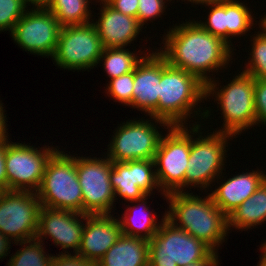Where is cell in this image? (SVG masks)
Instances as JSON below:
<instances>
[{
  "instance_id": "6da1fadb",
  "label": "cell",
  "mask_w": 266,
  "mask_h": 266,
  "mask_svg": "<svg viewBox=\"0 0 266 266\" xmlns=\"http://www.w3.org/2000/svg\"><path fill=\"white\" fill-rule=\"evenodd\" d=\"M163 44L162 50L157 51L168 64L192 73L204 84L213 79L208 73L216 72L229 64L234 51L221 38L204 30L197 21L191 20L170 28L165 38L163 36Z\"/></svg>"
},
{
  "instance_id": "7a4b0ae2",
  "label": "cell",
  "mask_w": 266,
  "mask_h": 266,
  "mask_svg": "<svg viewBox=\"0 0 266 266\" xmlns=\"http://www.w3.org/2000/svg\"><path fill=\"white\" fill-rule=\"evenodd\" d=\"M166 199L169 201L166 219L217 252L229 233L228 218L214 204L209 193L202 198L187 191L173 192L167 194Z\"/></svg>"
},
{
  "instance_id": "3957f363",
  "label": "cell",
  "mask_w": 266,
  "mask_h": 266,
  "mask_svg": "<svg viewBox=\"0 0 266 266\" xmlns=\"http://www.w3.org/2000/svg\"><path fill=\"white\" fill-rule=\"evenodd\" d=\"M159 102L150 114L170 126H185L190 114L203 99H206V84L197 76L167 63L161 55V79ZM184 122V123H183Z\"/></svg>"
},
{
  "instance_id": "277c9868",
  "label": "cell",
  "mask_w": 266,
  "mask_h": 266,
  "mask_svg": "<svg viewBox=\"0 0 266 266\" xmlns=\"http://www.w3.org/2000/svg\"><path fill=\"white\" fill-rule=\"evenodd\" d=\"M216 80L206 84V99L211 94L216 98L223 115V128L217 132L236 137L244 130L257 125L254 102V78L246 72L233 77L232 81L219 89ZM219 89V90H218Z\"/></svg>"
},
{
  "instance_id": "5b68a950",
  "label": "cell",
  "mask_w": 266,
  "mask_h": 266,
  "mask_svg": "<svg viewBox=\"0 0 266 266\" xmlns=\"http://www.w3.org/2000/svg\"><path fill=\"white\" fill-rule=\"evenodd\" d=\"M36 193L41 206L83 214V196L75 156L58 150L48 161Z\"/></svg>"
},
{
  "instance_id": "8992f818",
  "label": "cell",
  "mask_w": 266,
  "mask_h": 266,
  "mask_svg": "<svg viewBox=\"0 0 266 266\" xmlns=\"http://www.w3.org/2000/svg\"><path fill=\"white\" fill-rule=\"evenodd\" d=\"M200 127L201 124L197 123L195 125L193 123V126L189 129V131L191 130L190 156L184 179V188H188L190 185V187L195 188L200 186L199 188L204 190L209 186L211 187L210 184L215 182V178L221 179L225 157H227L225 153L228 152L226 150V147H228L227 141L229 138L232 139L233 135L215 131L204 137L200 132ZM197 133H200V135L195 138L194 134Z\"/></svg>"
},
{
  "instance_id": "52a82bcc",
  "label": "cell",
  "mask_w": 266,
  "mask_h": 266,
  "mask_svg": "<svg viewBox=\"0 0 266 266\" xmlns=\"http://www.w3.org/2000/svg\"><path fill=\"white\" fill-rule=\"evenodd\" d=\"M149 242V266H186L204 260L213 250L165 219Z\"/></svg>"
},
{
  "instance_id": "ba28073f",
  "label": "cell",
  "mask_w": 266,
  "mask_h": 266,
  "mask_svg": "<svg viewBox=\"0 0 266 266\" xmlns=\"http://www.w3.org/2000/svg\"><path fill=\"white\" fill-rule=\"evenodd\" d=\"M155 153V174L161 194L183 192L190 156V132L186 126H170Z\"/></svg>"
},
{
  "instance_id": "9c48e42d",
  "label": "cell",
  "mask_w": 266,
  "mask_h": 266,
  "mask_svg": "<svg viewBox=\"0 0 266 266\" xmlns=\"http://www.w3.org/2000/svg\"><path fill=\"white\" fill-rule=\"evenodd\" d=\"M151 119L153 120H127L126 123L120 124L115 130L111 143L108 144L107 157L112 162L154 160L162 137L156 128V123L165 129L170 125L163 120L152 117Z\"/></svg>"
},
{
  "instance_id": "30bf717a",
  "label": "cell",
  "mask_w": 266,
  "mask_h": 266,
  "mask_svg": "<svg viewBox=\"0 0 266 266\" xmlns=\"http://www.w3.org/2000/svg\"><path fill=\"white\" fill-rule=\"evenodd\" d=\"M6 139L7 191L37 192L50 158L59 150L41 147L39 150L29 144L14 143Z\"/></svg>"
},
{
  "instance_id": "8fae6325",
  "label": "cell",
  "mask_w": 266,
  "mask_h": 266,
  "mask_svg": "<svg viewBox=\"0 0 266 266\" xmlns=\"http://www.w3.org/2000/svg\"><path fill=\"white\" fill-rule=\"evenodd\" d=\"M103 49L92 23L67 25L61 27L52 59L60 68L86 71L98 65Z\"/></svg>"
},
{
  "instance_id": "7c38bea8",
  "label": "cell",
  "mask_w": 266,
  "mask_h": 266,
  "mask_svg": "<svg viewBox=\"0 0 266 266\" xmlns=\"http://www.w3.org/2000/svg\"><path fill=\"white\" fill-rule=\"evenodd\" d=\"M41 204L37 193L3 191L0 193V232L14 244L36 237Z\"/></svg>"
},
{
  "instance_id": "4fadbf2b",
  "label": "cell",
  "mask_w": 266,
  "mask_h": 266,
  "mask_svg": "<svg viewBox=\"0 0 266 266\" xmlns=\"http://www.w3.org/2000/svg\"><path fill=\"white\" fill-rule=\"evenodd\" d=\"M76 172L83 196V214H110L115 194L110 182L112 161L75 157Z\"/></svg>"
},
{
  "instance_id": "5bb4252c",
  "label": "cell",
  "mask_w": 266,
  "mask_h": 266,
  "mask_svg": "<svg viewBox=\"0 0 266 266\" xmlns=\"http://www.w3.org/2000/svg\"><path fill=\"white\" fill-rule=\"evenodd\" d=\"M29 10L15 24L10 36L25 51L53 57L62 26L47 8Z\"/></svg>"
},
{
  "instance_id": "9a60e30c",
  "label": "cell",
  "mask_w": 266,
  "mask_h": 266,
  "mask_svg": "<svg viewBox=\"0 0 266 266\" xmlns=\"http://www.w3.org/2000/svg\"><path fill=\"white\" fill-rule=\"evenodd\" d=\"M154 160H133L112 162L110 182L117 195L125 201H139L159 189Z\"/></svg>"
},
{
  "instance_id": "2e32d148",
  "label": "cell",
  "mask_w": 266,
  "mask_h": 266,
  "mask_svg": "<svg viewBox=\"0 0 266 266\" xmlns=\"http://www.w3.org/2000/svg\"><path fill=\"white\" fill-rule=\"evenodd\" d=\"M82 220L85 221V214L42 206L35 238L43 242L44 237L50 236L56 246L63 250L73 248L77 253L85 226Z\"/></svg>"
},
{
  "instance_id": "e0dca14e",
  "label": "cell",
  "mask_w": 266,
  "mask_h": 266,
  "mask_svg": "<svg viewBox=\"0 0 266 266\" xmlns=\"http://www.w3.org/2000/svg\"><path fill=\"white\" fill-rule=\"evenodd\" d=\"M85 226L77 254L98 262L122 235L119 219L111 214H85Z\"/></svg>"
},
{
  "instance_id": "ac0fdd59",
  "label": "cell",
  "mask_w": 266,
  "mask_h": 266,
  "mask_svg": "<svg viewBox=\"0 0 266 266\" xmlns=\"http://www.w3.org/2000/svg\"><path fill=\"white\" fill-rule=\"evenodd\" d=\"M143 55L134 68L133 98L130 106L150 115L159 102L161 54L155 51Z\"/></svg>"
},
{
  "instance_id": "d6986e66",
  "label": "cell",
  "mask_w": 266,
  "mask_h": 266,
  "mask_svg": "<svg viewBox=\"0 0 266 266\" xmlns=\"http://www.w3.org/2000/svg\"><path fill=\"white\" fill-rule=\"evenodd\" d=\"M98 1V0H97ZM98 21L93 22L103 48H124L137 38L142 29L137 18L113 9L105 0Z\"/></svg>"
},
{
  "instance_id": "ffe728a7",
  "label": "cell",
  "mask_w": 266,
  "mask_h": 266,
  "mask_svg": "<svg viewBox=\"0 0 266 266\" xmlns=\"http://www.w3.org/2000/svg\"><path fill=\"white\" fill-rule=\"evenodd\" d=\"M266 179L263 171L240 173L222 182L210 195L214 204L228 216L241 203L249 199Z\"/></svg>"
},
{
  "instance_id": "44dd1931",
  "label": "cell",
  "mask_w": 266,
  "mask_h": 266,
  "mask_svg": "<svg viewBox=\"0 0 266 266\" xmlns=\"http://www.w3.org/2000/svg\"><path fill=\"white\" fill-rule=\"evenodd\" d=\"M97 266H149V242L122 234Z\"/></svg>"
},
{
  "instance_id": "7402d4cb",
  "label": "cell",
  "mask_w": 266,
  "mask_h": 266,
  "mask_svg": "<svg viewBox=\"0 0 266 266\" xmlns=\"http://www.w3.org/2000/svg\"><path fill=\"white\" fill-rule=\"evenodd\" d=\"M147 197L148 195L140 199L139 201L130 202V203L140 202V204L143 205V207L140 206L139 204L127 207L128 209L125 211V214H123L122 216L123 218L121 219L119 217L120 219L119 223L123 235L142 238L149 241L157 233L159 227L161 226V222H163L166 219V211H165V214L161 219L160 223L158 222L159 225L157 224L155 214L153 215V213L149 210L150 208L148 207V205L146 206ZM138 216L139 218H137Z\"/></svg>"
},
{
  "instance_id": "603a6c76",
  "label": "cell",
  "mask_w": 266,
  "mask_h": 266,
  "mask_svg": "<svg viewBox=\"0 0 266 266\" xmlns=\"http://www.w3.org/2000/svg\"><path fill=\"white\" fill-rule=\"evenodd\" d=\"M227 218L228 231L231 227L248 230L264 223L266 221V179L252 196L241 203Z\"/></svg>"
},
{
  "instance_id": "cb8c5ba5",
  "label": "cell",
  "mask_w": 266,
  "mask_h": 266,
  "mask_svg": "<svg viewBox=\"0 0 266 266\" xmlns=\"http://www.w3.org/2000/svg\"><path fill=\"white\" fill-rule=\"evenodd\" d=\"M89 3V0H52L47 9L61 26L85 25L91 23Z\"/></svg>"
},
{
  "instance_id": "d4e9b609",
  "label": "cell",
  "mask_w": 266,
  "mask_h": 266,
  "mask_svg": "<svg viewBox=\"0 0 266 266\" xmlns=\"http://www.w3.org/2000/svg\"><path fill=\"white\" fill-rule=\"evenodd\" d=\"M136 54L124 48H104L98 64L104 60L103 69L111 80L134 70L136 64L142 59Z\"/></svg>"
},
{
  "instance_id": "484cf974",
  "label": "cell",
  "mask_w": 266,
  "mask_h": 266,
  "mask_svg": "<svg viewBox=\"0 0 266 266\" xmlns=\"http://www.w3.org/2000/svg\"><path fill=\"white\" fill-rule=\"evenodd\" d=\"M246 5L237 0H226L227 44L231 47V37L245 35L254 25V18Z\"/></svg>"
},
{
  "instance_id": "4316f807",
  "label": "cell",
  "mask_w": 266,
  "mask_h": 266,
  "mask_svg": "<svg viewBox=\"0 0 266 266\" xmlns=\"http://www.w3.org/2000/svg\"><path fill=\"white\" fill-rule=\"evenodd\" d=\"M19 245H24L22 249L11 256L8 266H50L53 255H47L44 251V242L34 238L23 242H18ZM29 243V244H28ZM27 244V245H25ZM46 254V255H45Z\"/></svg>"
},
{
  "instance_id": "83f0119b",
  "label": "cell",
  "mask_w": 266,
  "mask_h": 266,
  "mask_svg": "<svg viewBox=\"0 0 266 266\" xmlns=\"http://www.w3.org/2000/svg\"><path fill=\"white\" fill-rule=\"evenodd\" d=\"M259 32L251 40V57L243 72L250 74L254 79H266V31L262 29Z\"/></svg>"
},
{
  "instance_id": "f1b7e54d",
  "label": "cell",
  "mask_w": 266,
  "mask_h": 266,
  "mask_svg": "<svg viewBox=\"0 0 266 266\" xmlns=\"http://www.w3.org/2000/svg\"><path fill=\"white\" fill-rule=\"evenodd\" d=\"M205 6H211L208 19L206 22L202 21L198 22V24L207 32L221 38L227 43L226 0L205 3Z\"/></svg>"
},
{
  "instance_id": "f546056e",
  "label": "cell",
  "mask_w": 266,
  "mask_h": 266,
  "mask_svg": "<svg viewBox=\"0 0 266 266\" xmlns=\"http://www.w3.org/2000/svg\"><path fill=\"white\" fill-rule=\"evenodd\" d=\"M134 85V70L113 78L109 81L108 87L105 89L115 101H119L125 106L132 104Z\"/></svg>"
},
{
  "instance_id": "4dcf8cb0",
  "label": "cell",
  "mask_w": 266,
  "mask_h": 266,
  "mask_svg": "<svg viewBox=\"0 0 266 266\" xmlns=\"http://www.w3.org/2000/svg\"><path fill=\"white\" fill-rule=\"evenodd\" d=\"M25 0H0V31L11 33L15 24L27 11Z\"/></svg>"
},
{
  "instance_id": "1f68e13d",
  "label": "cell",
  "mask_w": 266,
  "mask_h": 266,
  "mask_svg": "<svg viewBox=\"0 0 266 266\" xmlns=\"http://www.w3.org/2000/svg\"><path fill=\"white\" fill-rule=\"evenodd\" d=\"M166 1L169 0H138L137 19L142 28L147 21L161 17L165 11Z\"/></svg>"
},
{
  "instance_id": "d6a6232c",
  "label": "cell",
  "mask_w": 266,
  "mask_h": 266,
  "mask_svg": "<svg viewBox=\"0 0 266 266\" xmlns=\"http://www.w3.org/2000/svg\"><path fill=\"white\" fill-rule=\"evenodd\" d=\"M254 102L257 125H266V79H254Z\"/></svg>"
},
{
  "instance_id": "836d02e7",
  "label": "cell",
  "mask_w": 266,
  "mask_h": 266,
  "mask_svg": "<svg viewBox=\"0 0 266 266\" xmlns=\"http://www.w3.org/2000/svg\"><path fill=\"white\" fill-rule=\"evenodd\" d=\"M60 254L57 256L54 254L50 266H97V262L86 260L77 253L71 255V253L65 251Z\"/></svg>"
},
{
  "instance_id": "e575fe53",
  "label": "cell",
  "mask_w": 266,
  "mask_h": 266,
  "mask_svg": "<svg viewBox=\"0 0 266 266\" xmlns=\"http://www.w3.org/2000/svg\"><path fill=\"white\" fill-rule=\"evenodd\" d=\"M113 9L127 16L137 18L138 0H105Z\"/></svg>"
},
{
  "instance_id": "d590c367",
  "label": "cell",
  "mask_w": 266,
  "mask_h": 266,
  "mask_svg": "<svg viewBox=\"0 0 266 266\" xmlns=\"http://www.w3.org/2000/svg\"><path fill=\"white\" fill-rule=\"evenodd\" d=\"M6 139L0 141V191H7V176H6Z\"/></svg>"
},
{
  "instance_id": "8d00e7d4",
  "label": "cell",
  "mask_w": 266,
  "mask_h": 266,
  "mask_svg": "<svg viewBox=\"0 0 266 266\" xmlns=\"http://www.w3.org/2000/svg\"><path fill=\"white\" fill-rule=\"evenodd\" d=\"M218 252L212 251L204 260L190 263L186 266H218Z\"/></svg>"
},
{
  "instance_id": "74e56055",
  "label": "cell",
  "mask_w": 266,
  "mask_h": 266,
  "mask_svg": "<svg viewBox=\"0 0 266 266\" xmlns=\"http://www.w3.org/2000/svg\"><path fill=\"white\" fill-rule=\"evenodd\" d=\"M2 105L3 104L0 103V141L8 138V132H6V130H8V128L6 127V115H4L5 110H3L4 107H2Z\"/></svg>"
},
{
  "instance_id": "f35d334b",
  "label": "cell",
  "mask_w": 266,
  "mask_h": 266,
  "mask_svg": "<svg viewBox=\"0 0 266 266\" xmlns=\"http://www.w3.org/2000/svg\"><path fill=\"white\" fill-rule=\"evenodd\" d=\"M10 244L11 240L0 232V259L8 255Z\"/></svg>"
},
{
  "instance_id": "ab89813d",
  "label": "cell",
  "mask_w": 266,
  "mask_h": 266,
  "mask_svg": "<svg viewBox=\"0 0 266 266\" xmlns=\"http://www.w3.org/2000/svg\"><path fill=\"white\" fill-rule=\"evenodd\" d=\"M52 0H25L26 5H33L32 8H47Z\"/></svg>"
},
{
  "instance_id": "60d3db41",
  "label": "cell",
  "mask_w": 266,
  "mask_h": 266,
  "mask_svg": "<svg viewBox=\"0 0 266 266\" xmlns=\"http://www.w3.org/2000/svg\"><path fill=\"white\" fill-rule=\"evenodd\" d=\"M261 246L262 247H260V250L262 251V253L257 266H266V241Z\"/></svg>"
},
{
  "instance_id": "b9f144b4",
  "label": "cell",
  "mask_w": 266,
  "mask_h": 266,
  "mask_svg": "<svg viewBox=\"0 0 266 266\" xmlns=\"http://www.w3.org/2000/svg\"><path fill=\"white\" fill-rule=\"evenodd\" d=\"M187 1H189V2H191L193 4L195 3V4L204 5L205 3L220 2L221 0H187Z\"/></svg>"
},
{
  "instance_id": "7bdbcfd3",
  "label": "cell",
  "mask_w": 266,
  "mask_h": 266,
  "mask_svg": "<svg viewBox=\"0 0 266 266\" xmlns=\"http://www.w3.org/2000/svg\"><path fill=\"white\" fill-rule=\"evenodd\" d=\"M259 27L260 29H263L264 31H266V14L263 18H261L259 22Z\"/></svg>"
}]
</instances>
